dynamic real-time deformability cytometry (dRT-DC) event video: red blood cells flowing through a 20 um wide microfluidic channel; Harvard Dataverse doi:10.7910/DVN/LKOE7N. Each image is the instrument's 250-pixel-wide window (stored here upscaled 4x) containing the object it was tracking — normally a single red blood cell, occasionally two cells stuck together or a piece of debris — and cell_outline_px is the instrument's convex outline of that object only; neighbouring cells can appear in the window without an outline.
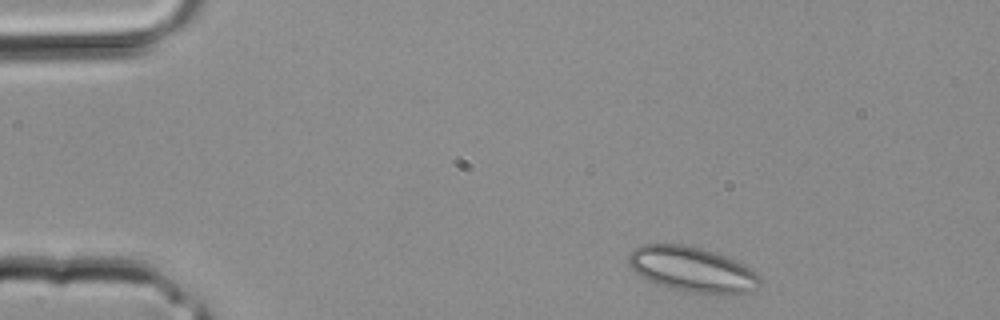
{"species": "common noctule bat (a hibernating species)", "species_latin": "Nyctalus noctula", "temperature_condition": "room temperature", "stored_images_in_passage": 2, "camera_frame_rate_fps": 3000, "um_per_image_px": 0.085, "animal": {"sex": "male", "body_mass_g": 20.4}, "frame": {"image": 1, "passage_image": 1, "time_ms": 0.0, "image_size_px": [1000, 320], "cell_outline_px": [[760, 284], [756, 288], [748, 292], [692, 292], [668, 288], [656, 284], [640, 276], [632, 268], [628, 260], [628, 256], [632, 248], [640, 244], [684, 244], [716, 252], [744, 264], [756, 272], [760, 276]], "centroid_in_image_um": [58.79, 22.86], "position_along_channel_um": 26.2, "area_um2": 34.22}}